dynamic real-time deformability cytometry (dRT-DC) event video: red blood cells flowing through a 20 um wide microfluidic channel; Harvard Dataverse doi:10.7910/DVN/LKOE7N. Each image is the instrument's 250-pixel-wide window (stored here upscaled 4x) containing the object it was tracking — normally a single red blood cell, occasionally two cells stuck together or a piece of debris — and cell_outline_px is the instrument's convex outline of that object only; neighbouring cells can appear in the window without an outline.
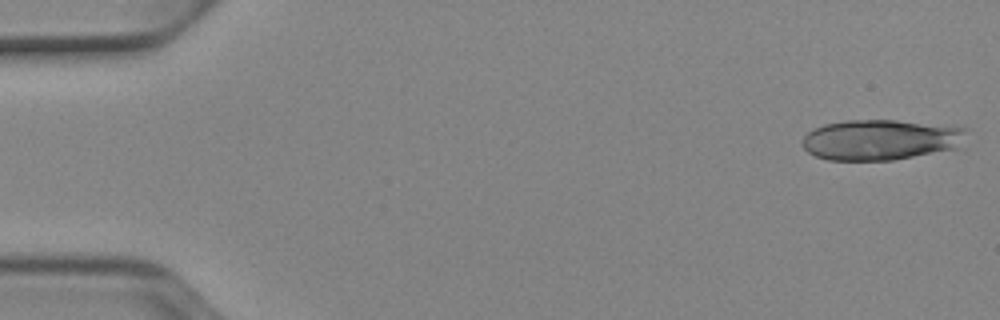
{"species": "Egyptian fruit bat (a non-hibernating species)", "species_latin": "Rousettus aegyptiacus", "temperature_condition": "cold", "stored_images_in_passage": 50, "segment_of_instrument_passage": [1, 2], "camera_frame_rate_fps": 3000, "um_per_image_px": 0.085, "animal": {"sex": "female"}, "frame": {"image": 1, "passage_image": 1, "time_ms": 0.0, "image_size_px": [1000, 320], "cell_outline_px": [[968, 128], [956, 148], [892, 160], [828, 160], [816, 156], [808, 152], [804, 148], [804, 136], [808, 132], [824, 124], [844, 120], [896, 120]], "centroid_in_image_um": [74.8, 11.87], "position_along_channel_um": 10.2, "area_um2": 38.21}}